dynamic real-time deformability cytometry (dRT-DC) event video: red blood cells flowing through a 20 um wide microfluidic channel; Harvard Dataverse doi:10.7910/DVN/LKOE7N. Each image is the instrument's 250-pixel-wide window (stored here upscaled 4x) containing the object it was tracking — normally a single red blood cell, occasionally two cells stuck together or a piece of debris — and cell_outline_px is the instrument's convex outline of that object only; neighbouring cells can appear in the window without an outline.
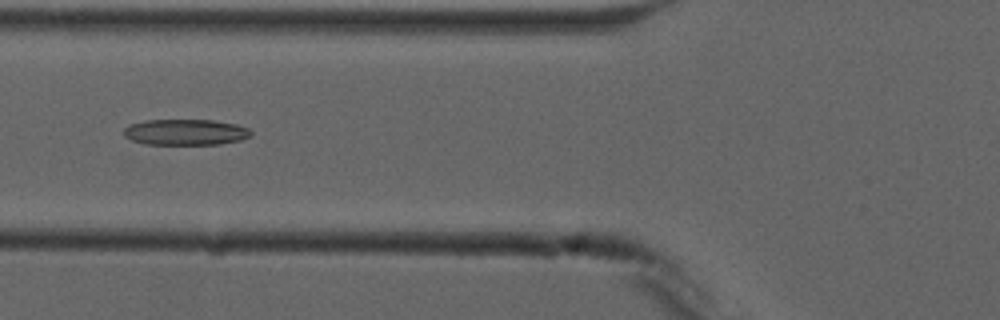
{"species": "common noctule bat (a hibernating species)", "species_latin": "Nyctalus noctula", "temperature_condition": "cold", "stored_images_in_passage": 7, "camera_frame_rate_fps": 3000, "um_per_image_px": 0.085, "animal": {"sex": "male", "forearm_length_mm": 52.5}, "frame": {"image": 1, "passage_image": 4, "time_ms": 4.333, "image_size_px": [1000, 320], "cell_outline_px": [[252, 136], [240, 140], [220, 144], [144, 144], [132, 140], [124, 136], [124, 128], [128, 124], [144, 120], [212, 120], [236, 124], [248, 128], [252, 132]], "centroid_in_image_um": [15.76, 11.23], "position_along_channel_um": 110.0, "area_um2": 19.31}}
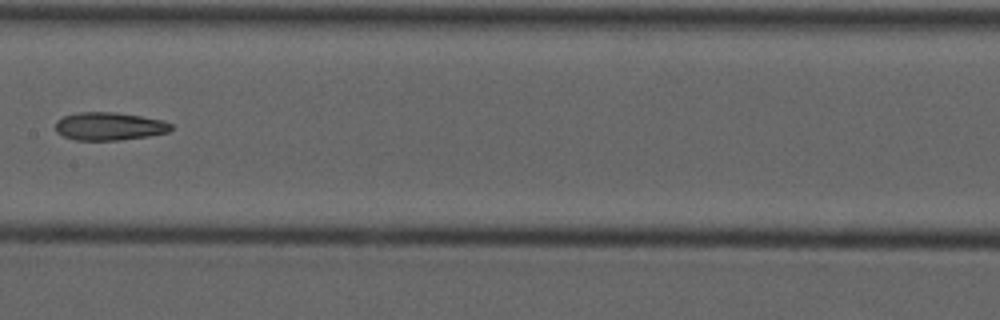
{"frame": {"image": 2, "passage_image": 6, "time_ms": 6.667, "image_size_px": [1000, 320], "cell_outline_px": [[172, 128], [168, 132], [148, 136], [120, 140], [76, 140], [64, 136], [56, 132], [56, 120], [64, 116], [80, 112], [112, 112], [140, 116], [164, 120], [172, 124]], "centroid_in_image_um": [9.29, 10.73], "position_along_channel_um": 198.1, "area_um2": 18.79}}
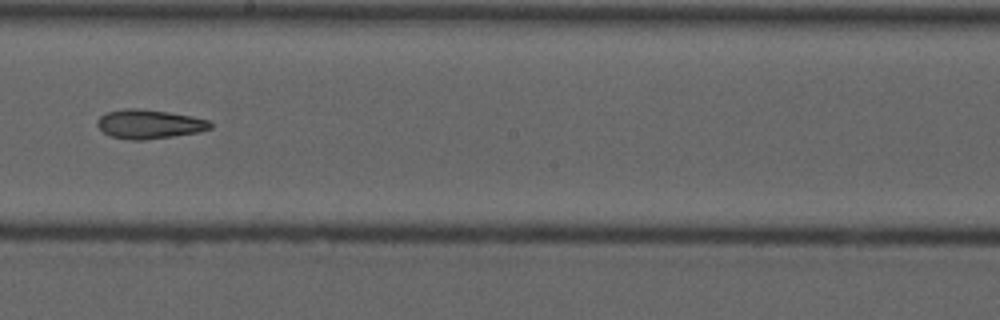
{"frame": {"image": 3, "passage_image": 7, "time_ms": 7.667, "image_size_px": [1000, 320], "cell_outline_px": [[212, 128], [200, 132], [144, 140], [132, 140], [112, 136], [104, 132], [96, 124], [96, 120], [100, 116], [108, 112], [128, 108], [136, 108], [168, 112], [192, 116], [208, 120], [212, 124]], "centroid_in_image_um": [12.7, 10.55], "position_along_channel_um": 235.5, "area_um2": 19.02}}